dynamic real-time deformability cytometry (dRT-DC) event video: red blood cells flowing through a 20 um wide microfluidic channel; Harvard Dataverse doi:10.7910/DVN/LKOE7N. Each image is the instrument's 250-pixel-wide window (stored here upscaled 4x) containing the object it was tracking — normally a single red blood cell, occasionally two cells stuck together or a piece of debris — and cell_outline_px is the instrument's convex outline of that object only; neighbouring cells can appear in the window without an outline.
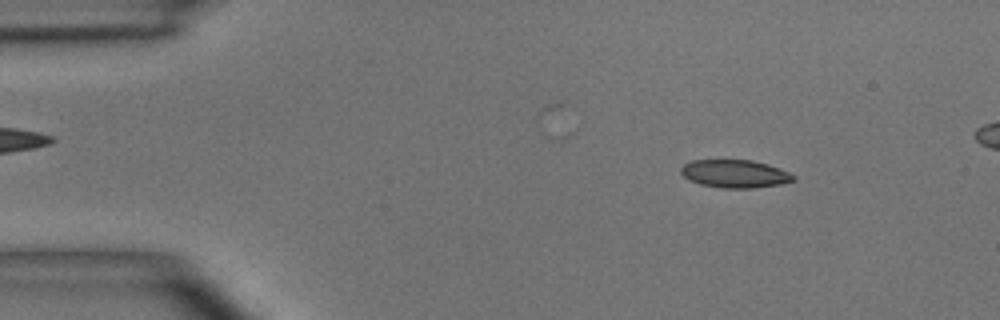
{"species": "common noctule bat (a hibernating species)", "species_latin": "Nyctalus noctula", "temperature_condition": "room temperature", "stored_images_in_passage": 4, "camera_frame_rate_fps": 3000, "um_per_image_px": 0.085, "animal": {"sex": "male", "body_mass_g": 15.6}, "frame": {"image": 1, "passage_image": 1, "time_ms": 0.0, "image_size_px": [1000, 320], "cell_outline_px": [[796, 180], [780, 184], [752, 188], [720, 188], [700, 184], [688, 180], [680, 172], [680, 168], [684, 164], [692, 160], [752, 160], [768, 164], [788, 172], [796, 176]], "centroid_in_image_um": [62.45, 14.77], "position_along_channel_um": 22.5, "area_um2": 18.38}}